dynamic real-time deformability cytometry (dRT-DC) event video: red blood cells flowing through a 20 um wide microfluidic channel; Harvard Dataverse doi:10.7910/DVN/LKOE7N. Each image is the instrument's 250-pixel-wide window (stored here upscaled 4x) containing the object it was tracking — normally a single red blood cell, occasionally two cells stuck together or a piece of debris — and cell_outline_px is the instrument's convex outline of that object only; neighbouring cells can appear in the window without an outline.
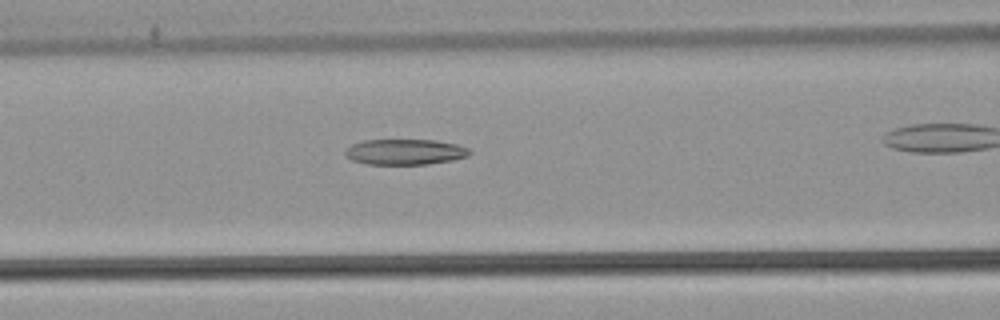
{"species": "common noctule bat (a hibernating species)", "species_latin": "Nyctalus noctula", "temperature_condition": "warm", "stored_images_in_passage": 24, "camera_frame_rate_fps": 3000, "um_per_image_px": 0.085, "animal": {"sex": "male", "body_mass_g": 21.5, "forearm_length_mm": 52.0}, "frame": {"image": 1, "passage_image": 5, "time_ms": 1.333, "image_size_px": [1000, 320], "cell_outline_px": [[472, 152], [468, 156], [452, 160], [428, 164], [368, 164], [352, 160], [344, 152], [352, 144], [364, 140], [436, 140], [456, 144], [468, 148]], "centroid_in_image_um": [34.46, 12.91], "position_along_channel_um": 132.1, "area_um2": 18.44}}
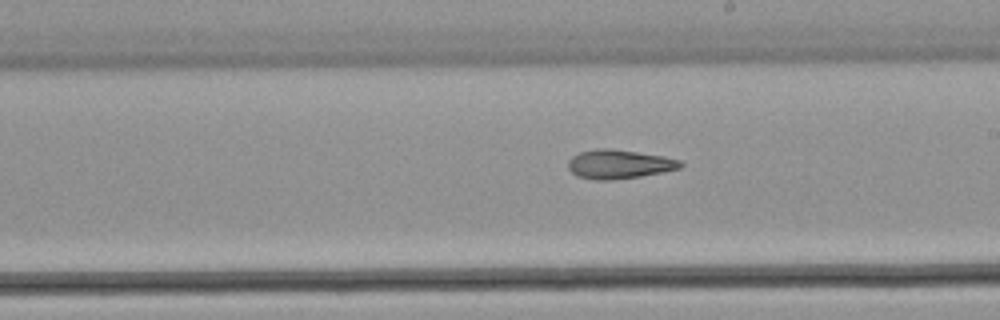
{"frame": {"image": 2, "passage_image": 13, "time_ms": 4.0, "image_size_px": [1000, 320], "cell_outline_px": [[684, 164], [680, 168], [664, 172], [640, 176], [612, 180], [596, 180], [576, 176], [568, 168], [568, 160], [572, 156], [580, 152], [596, 148], [612, 148], [664, 156], [680, 160]], "centroid_in_image_um": [52.62, 13.95], "position_along_channel_um": 236.4, "area_um2": 19.13}}
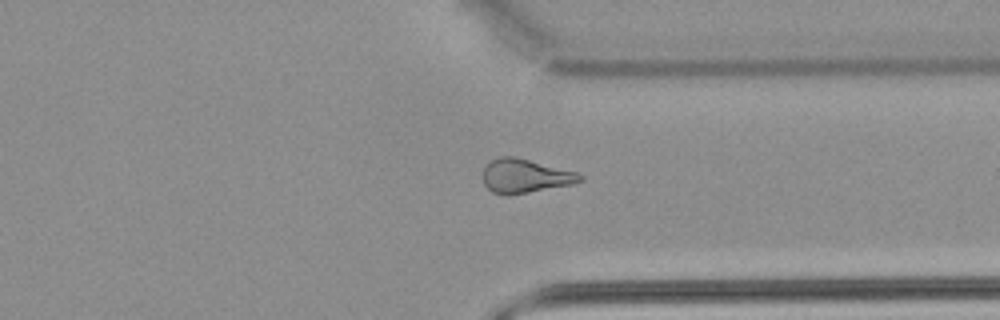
{"frame": {"image": 3, "passage_image": 23, "time_ms": 7.333, "image_size_px": [1000, 320], "cell_outline_px": [[584, 180], [572, 184], [508, 196], [492, 192], [484, 184], [484, 168], [492, 160], [500, 156], [516, 156], [576, 172], [584, 176]], "centroid_in_image_um": [44.64, 14.96], "position_along_channel_um": 366.8, "area_um2": 19.13}}